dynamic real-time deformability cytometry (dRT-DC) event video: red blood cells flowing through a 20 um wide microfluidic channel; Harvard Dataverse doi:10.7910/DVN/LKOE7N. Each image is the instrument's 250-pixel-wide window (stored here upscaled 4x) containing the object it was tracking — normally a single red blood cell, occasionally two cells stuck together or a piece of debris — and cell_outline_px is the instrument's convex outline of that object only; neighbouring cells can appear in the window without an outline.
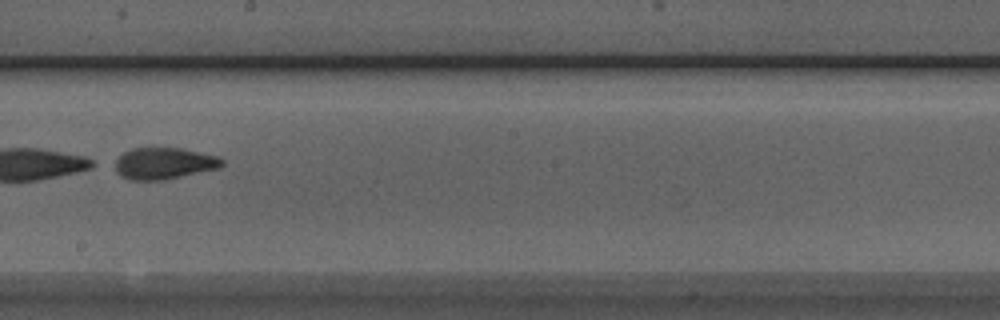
{"species": "Egyptian fruit bat (a non-hibernating species)", "species_latin": "Rousettus aegyptiacus", "temperature_condition": "room temperature", "stored_images_in_passage": 38, "camera_frame_rate_fps": 3000, "um_per_image_px": 0.085, "animal": {"sex": "male"}, "frame": {"image": 1, "passage_image": 16, "time_ms": 5.0, "image_size_px": [1000, 320], "cell_outline_px": [[224, 164], [220, 168], [164, 180], [128, 180], [120, 176], [108, 164], [124, 152], [132, 148], [180, 148], [216, 156], [224, 160]], "centroid_in_image_um": [13.84, 13.9], "position_along_channel_um": 234.4, "area_um2": 20.11}}